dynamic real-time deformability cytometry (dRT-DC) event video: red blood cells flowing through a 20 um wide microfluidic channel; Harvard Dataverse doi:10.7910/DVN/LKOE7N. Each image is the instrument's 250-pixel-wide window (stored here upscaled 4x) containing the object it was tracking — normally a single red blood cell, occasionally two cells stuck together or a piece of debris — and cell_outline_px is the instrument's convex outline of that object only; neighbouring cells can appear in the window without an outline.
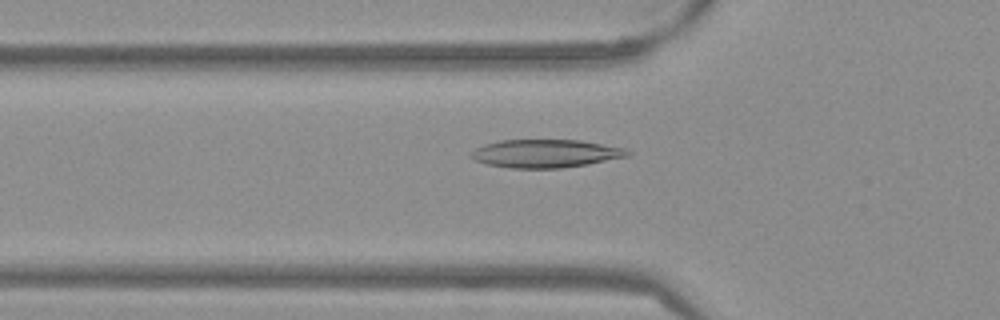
{"species": "Egyptian fruit bat (a non-hibernating species)", "species_latin": "Rousettus aegyptiacus", "temperature_condition": "warm", "stored_images_in_passage": 53, "camera_frame_rate_fps": 3000, "um_per_image_px": 0.085, "frame": {"image": 1, "passage_image": 18, "time_ms": 5.667, "image_size_px": [1000, 320], "cell_outline_px": [[632, 152], [628, 156], [588, 164], [560, 168], [512, 168], [488, 164], [476, 160], [468, 156], [476, 148], [484, 144], [500, 140], [580, 140], [624, 148]], "centroid_in_image_um": [46.37, 13.04], "position_along_channel_um": 79.4, "area_um2": 25.49}}
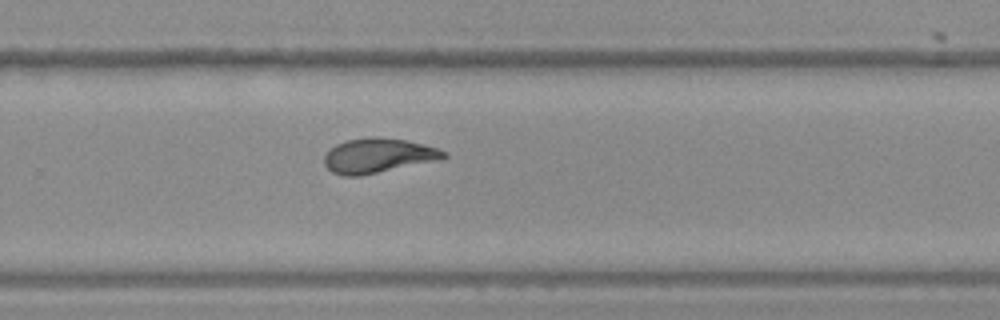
{"frame": {"image": 2, "passage_image": 35, "time_ms": 11.333, "image_size_px": [1000, 320], "cell_outline_px": [[448, 156], [444, 160], [360, 176], [344, 176], [332, 172], [324, 164], [324, 156], [336, 144], [344, 140], [368, 136], [372, 136], [408, 140], [436, 148], [448, 152]], "centroid_in_image_um": [32.19, 13.23], "position_along_channel_um": 297.6, "area_um2": 24.57}}
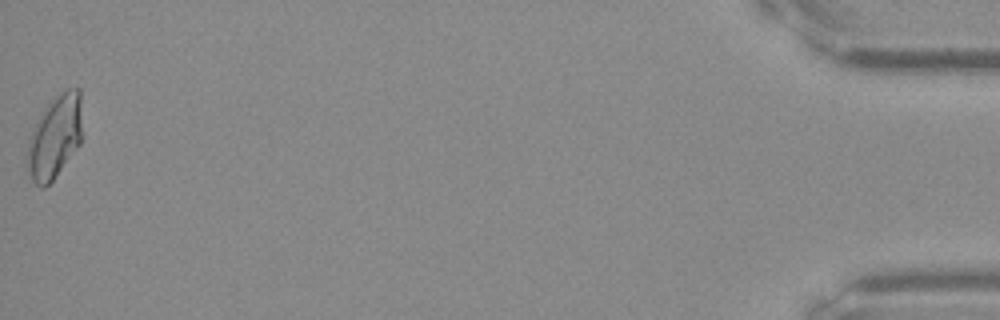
{"frame": {"image": 3, "passage_image": 53, "time_ms": 17.333, "image_size_px": [1000, 320], "cell_outline_px": [[84, 136], [80, 144], [52, 180], [44, 188], [40, 188], [32, 180], [28, 172], [28, 140], [32, 128], [40, 112], [60, 92], [68, 88], [80, 88]], "centroid_in_image_um": [4.7, 11.59], "position_along_channel_um": 430.5, "area_um2": 26.99}, "authors_computed_cell_mechanics": {"area_um2": 24.3916, "velocity_mm_per_s": 3.8319, "shape_relaxation_time_tau1_ms": 6.648, "shape_relaxation_time_tau2_ms": 1.7805, "deformation_change_tau1": 0.2082, "deformation_change_tau2": 0.0715}}